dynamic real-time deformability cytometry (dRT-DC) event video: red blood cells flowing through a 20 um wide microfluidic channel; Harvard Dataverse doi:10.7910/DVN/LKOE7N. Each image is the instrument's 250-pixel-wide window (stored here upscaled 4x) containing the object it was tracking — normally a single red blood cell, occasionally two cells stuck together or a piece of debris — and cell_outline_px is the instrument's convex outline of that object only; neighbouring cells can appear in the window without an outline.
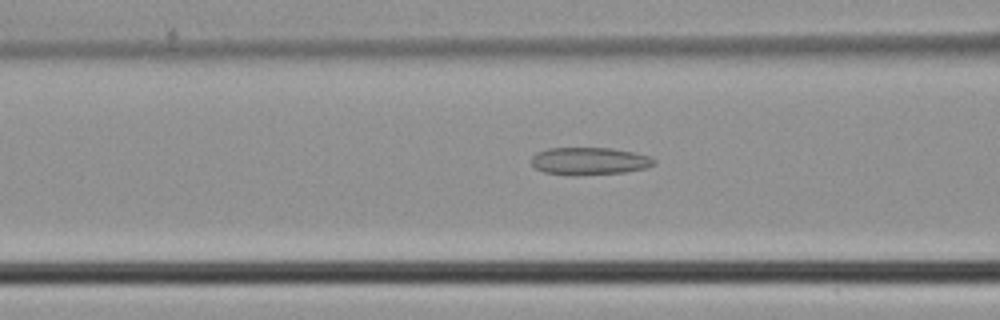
{"species": "common noctule bat (a hibernating species)", "species_latin": "Nyctalus noctula", "temperature_condition": "cold", "stored_images_in_passage": 39, "camera_frame_rate_fps": 3000, "um_per_image_px": 0.085, "animal": {"sex": "male", "body_mass_g": 21.5, "forearm_length_mm": 52.0}, "frame": {"image": 1, "passage_image": 11, "time_ms": 3.333, "image_size_px": [1000, 320], "cell_outline_px": [[656, 164], [644, 168], [624, 172], [580, 176], [572, 176], [544, 172], [536, 168], [532, 164], [532, 156], [536, 152], [548, 148], [612, 148], [632, 152], [648, 156], [656, 160]], "centroid_in_image_um": [50.07, 13.7], "position_along_channel_um": 116.5, "area_um2": 19.77}}
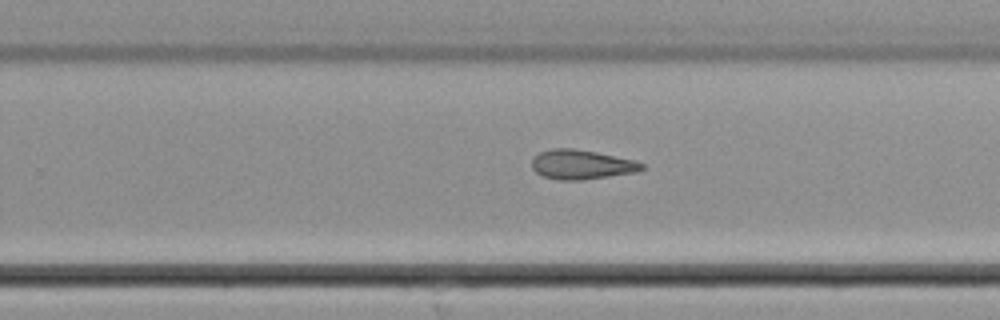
{"frame": {"image": 2, "passage_image": 22, "time_ms": 7.0, "image_size_px": [1000, 320], "cell_outline_px": [[644, 168], [636, 172], [580, 180], [560, 180], [544, 176], [536, 172], [532, 168], [532, 160], [540, 152], [552, 148], [572, 148], [596, 152], [636, 160], [644, 164]], "centroid_in_image_um": [49.44, 13.98], "position_along_channel_um": 280.4, "area_um2": 18.73}}
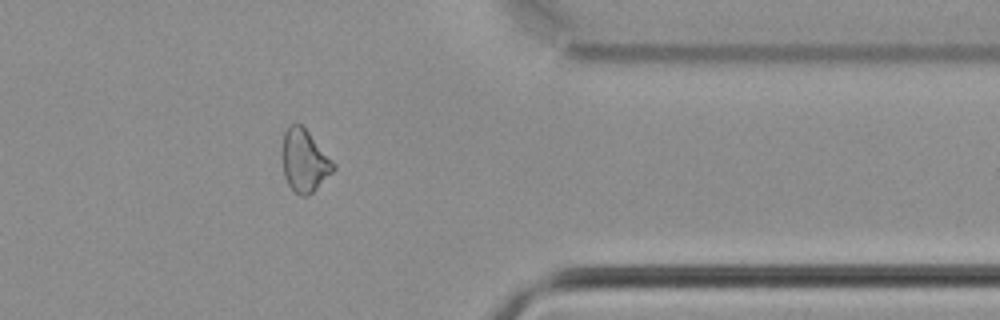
{"frame": {"image": 3, "passage_image": 30, "time_ms": 9.667, "image_size_px": [1000, 320], "cell_outline_px": [[336, 168], [308, 196], [300, 196], [288, 184], [284, 176], [284, 132], [292, 124], [300, 124], [308, 132], [336, 164]], "centroid_in_image_um": [25.91, 13.69], "position_along_channel_um": 385.5, "area_um2": 17.92}}